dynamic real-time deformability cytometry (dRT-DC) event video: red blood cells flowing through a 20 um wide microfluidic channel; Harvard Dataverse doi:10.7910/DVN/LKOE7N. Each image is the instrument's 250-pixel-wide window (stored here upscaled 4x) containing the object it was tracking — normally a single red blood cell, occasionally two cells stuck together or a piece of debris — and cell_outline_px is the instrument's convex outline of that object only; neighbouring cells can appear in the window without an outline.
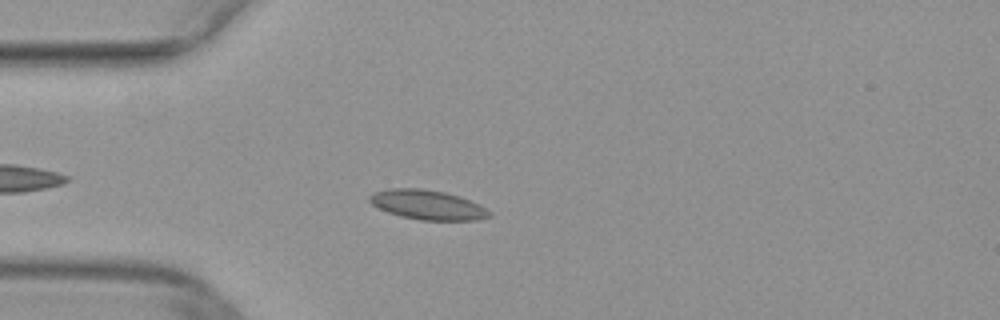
{"species": "common noctule bat (a hibernating species)", "species_latin": "Nyctalus noctula", "temperature_condition": "warm", "stored_images_in_passage": 32, "camera_frame_rate_fps": 3000, "um_per_image_px": 0.085, "animal": {"sex": "female", "body_mass_g": 29.2, "forearm_length_mm": 56.3}, "frame": {"image": 1, "passage_image": 5, "time_ms": 1.333, "image_size_px": [1000, 320], "cell_outline_px": [[492, 216], [476, 220], [420, 220], [400, 216], [388, 212], [372, 204], [368, 200], [368, 196], [372, 192], [388, 188], [420, 188], [444, 192], [460, 196], [480, 204], [492, 212]], "centroid_in_image_um": [36.35, 17.4], "position_along_channel_um": 48.7, "area_um2": 20.81}}
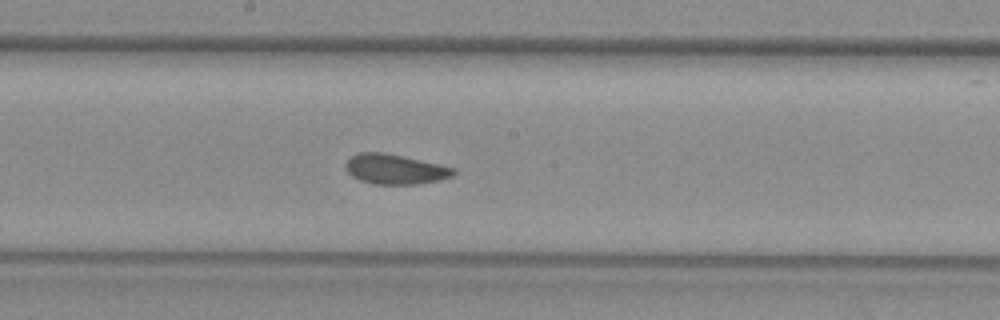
{"frame": {"image": 2, "passage_image": 18, "time_ms": 5.667, "image_size_px": [1000, 320], "cell_outline_px": [[456, 172], [452, 176], [436, 180], [416, 184], [372, 184], [360, 180], [352, 176], [348, 172], [344, 164], [352, 156], [360, 152], [384, 152], [456, 168]], "centroid_in_image_um": [33.55, 14.38], "position_along_channel_um": 214.6, "area_um2": 18.61}}
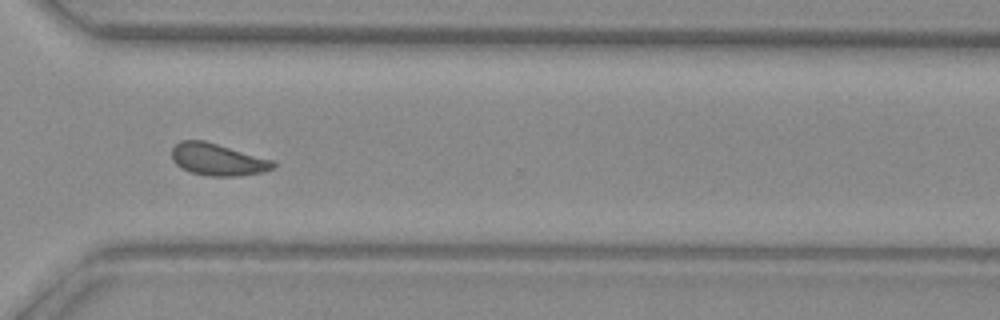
{"frame": {"image": 3, "passage_image": 28, "time_ms": 9.0, "image_size_px": [1000, 320], "cell_outline_px": [[276, 168], [264, 172], [240, 176], [208, 176], [188, 172], [180, 168], [172, 160], [172, 148], [180, 140], [204, 140], [272, 160], [276, 164]], "centroid_in_image_um": [18.49, 13.57], "position_along_channel_um": 352.1, "area_um2": 19.07}}